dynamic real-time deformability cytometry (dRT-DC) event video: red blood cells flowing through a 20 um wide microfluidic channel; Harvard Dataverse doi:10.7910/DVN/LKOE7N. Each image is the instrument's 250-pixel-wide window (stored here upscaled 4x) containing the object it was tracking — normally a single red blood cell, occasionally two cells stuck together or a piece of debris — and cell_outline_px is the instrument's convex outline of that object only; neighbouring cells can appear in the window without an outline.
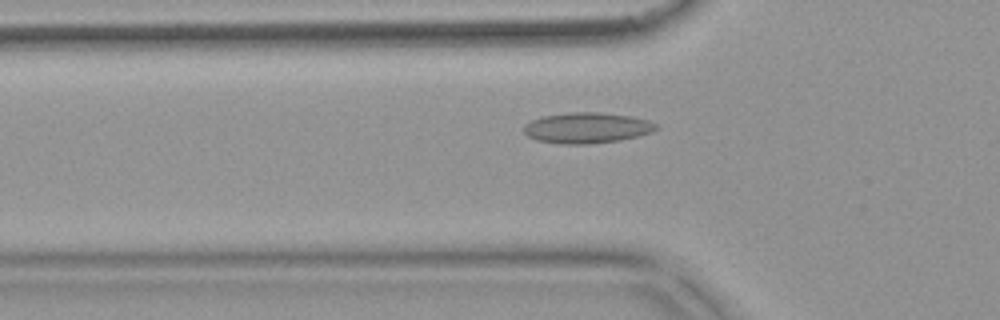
{"species": "common noctule bat (a hibernating species)", "species_latin": "Nyctalus noctula", "temperature_condition": "warm", "stored_images_in_passage": 38, "camera_frame_rate_fps": 3000, "um_per_image_px": 0.085, "animal": {"sex": "female", "body_mass_g": 18.4}, "frame": {"image": 1, "passage_image": 2, "time_ms": 0.333, "image_size_px": [1000, 320], "cell_outline_px": [[640, 132], [628, 136], [608, 140], [548, 140], [536, 136], [556, 116], [612, 116], [624, 120]], "centroid_in_image_um": [49.87, 10.92], "position_along_channel_um": 75.9, "area_um2": 14.28}}
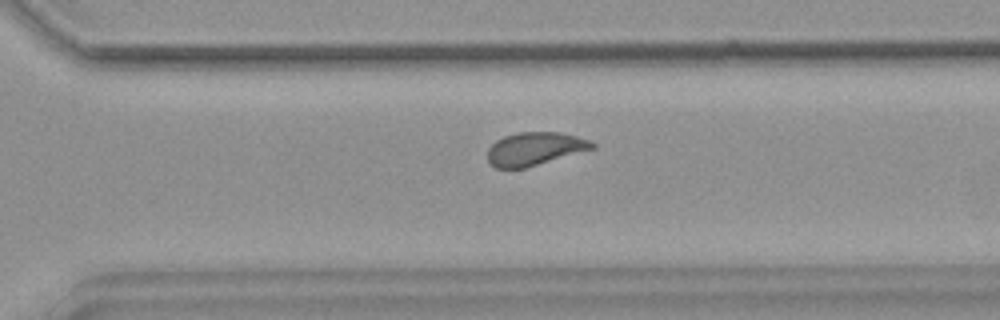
{"frame": {"image": 2, "passage_image": 22, "time_ms": 7.0, "image_size_px": [1000, 320], "cell_outline_px": [[592, 148], [520, 168], [500, 168], [492, 164], [488, 156], [488, 152], [500, 140], [508, 136], [540, 132], [548, 132], [568, 136], [592, 144]], "centroid_in_image_um": [45.36, 12.68], "position_along_channel_um": 325.2, "area_um2": 17.8}}
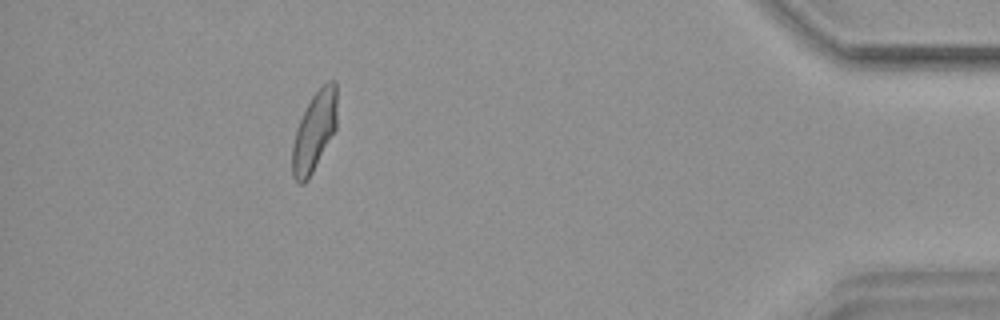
{"frame": {"image": 3, "passage_image": 33, "time_ms": 10.667, "image_size_px": [1000, 320], "cell_outline_px": [[336, 92], [332, 132], [308, 176], [304, 180], [292, 164], [292, 156], [296, 136], [300, 124], [312, 100], [316, 96], [336, 88]], "centroid_in_image_um": [26.68, 11.27], "position_along_channel_um": 408.5, "area_um2": 16.18}, "authors_computed_cell_mechanics": {"area_um2": 16.473, "velocity_mm_per_s": 3.7496, "shape_relaxation_time_tau1_ms": null, "shape_relaxation_time_tau2_ms": 2.4934, "deformation_change_tau1": null, "deformation_change_tau2": 0.0269}}